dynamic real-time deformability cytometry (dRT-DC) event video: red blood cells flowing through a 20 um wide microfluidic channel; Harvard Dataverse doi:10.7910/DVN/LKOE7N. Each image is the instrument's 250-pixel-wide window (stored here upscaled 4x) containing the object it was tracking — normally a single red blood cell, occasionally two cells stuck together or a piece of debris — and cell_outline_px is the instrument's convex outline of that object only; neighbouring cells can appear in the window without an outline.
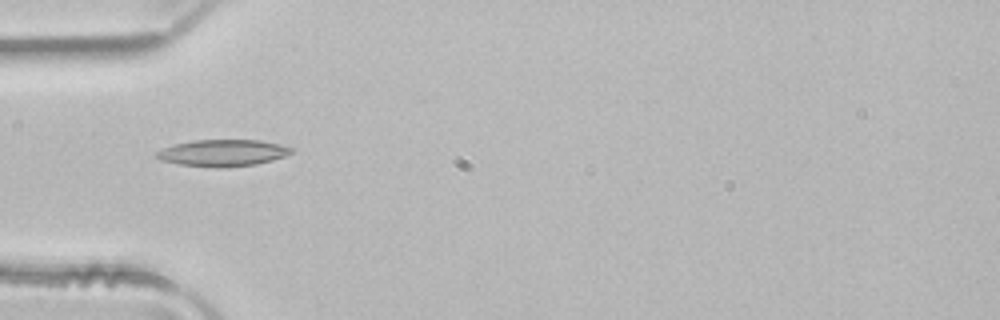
{"species": "common noctule bat (a hibernating species)", "species_latin": "Nyctalus noctula", "temperature_condition": "room temperature", "stored_images_in_passage": 3, "camera_frame_rate_fps": 3000, "um_per_image_px": 0.085, "animal": {"sex": "male", "body_mass_g": 21.5, "forearm_length_mm": 52.0}, "frame": {"image": 1, "passage_image": 3, "time_ms": 0.667, "image_size_px": [1000, 320], "cell_outline_px": [[296, 148], [292, 152], [284, 156], [272, 160], [256, 164], [220, 168], [216, 168], [180, 164], [160, 160], [156, 156], [156, 152], [164, 148], [176, 144], [192, 140], [260, 140], [280, 144]], "centroid_in_image_um": [18.97, 12.99], "position_along_channel_um": 66.0, "area_um2": 20.92}}